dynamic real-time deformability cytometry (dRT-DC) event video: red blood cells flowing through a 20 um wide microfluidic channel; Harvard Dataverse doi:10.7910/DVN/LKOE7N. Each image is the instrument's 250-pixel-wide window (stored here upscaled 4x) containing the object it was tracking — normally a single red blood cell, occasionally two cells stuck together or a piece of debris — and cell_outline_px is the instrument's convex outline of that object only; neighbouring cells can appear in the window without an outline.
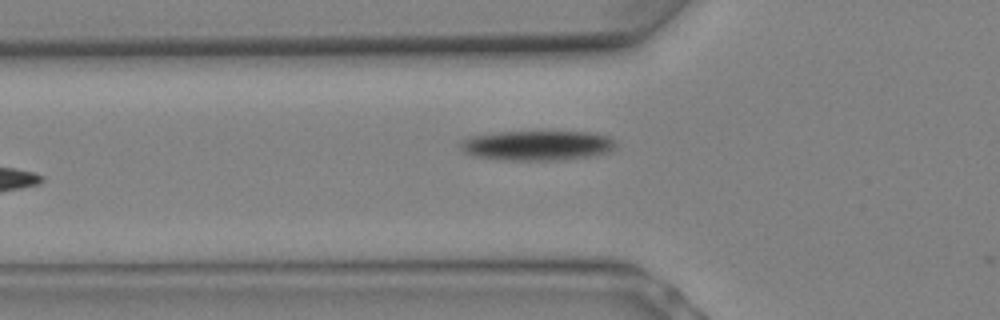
{"species": "Egyptian fruit bat (a non-hibernating species)", "species_latin": "Rousettus aegyptiacus", "temperature_condition": "warm", "stored_images_in_passage": 3, "camera_frame_rate_fps": 3000, "um_per_image_px": 0.085, "animal": {"sex": "female"}, "frame": {"image": 1, "passage_image": 3, "time_ms": 0.667, "image_size_px": [1000, 320], "cell_outline_px": [[616, 148], [612, 152], [592, 156], [564, 160], [496, 160], [472, 156], [460, 152], [460, 140], [472, 136], [500, 132], [596, 132], [608, 136], [616, 140]], "centroid_in_image_um": [45.68, 12.38], "position_along_channel_um": 80.1, "area_um2": 27.69}}